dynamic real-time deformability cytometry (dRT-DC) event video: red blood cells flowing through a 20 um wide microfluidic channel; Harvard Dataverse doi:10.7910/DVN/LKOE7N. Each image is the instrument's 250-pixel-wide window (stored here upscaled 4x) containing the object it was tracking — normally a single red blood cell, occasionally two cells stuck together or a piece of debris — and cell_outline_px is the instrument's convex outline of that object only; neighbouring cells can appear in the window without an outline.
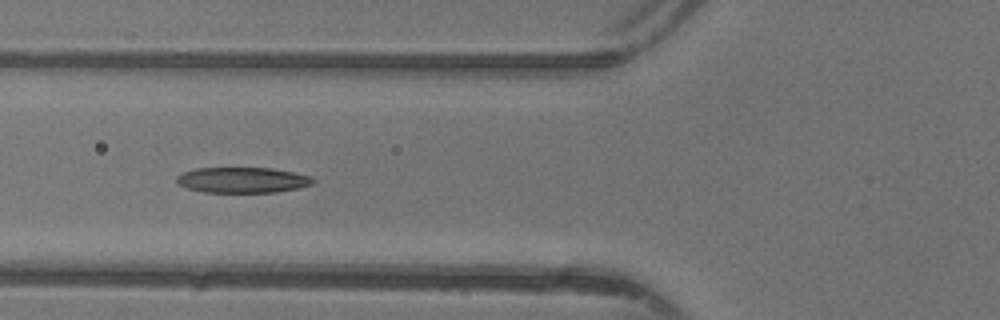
{"species": "common noctule bat (a hibernating species)", "species_latin": "Nyctalus noctula", "temperature_condition": "warm", "stored_images_in_passage": 33, "camera_frame_rate_fps": 3000, "um_per_image_px": 0.085, "animal": {"sex": "female"}, "frame": {"image": 1, "passage_image": 5, "time_ms": 1.333, "image_size_px": [1000, 320], "cell_outline_px": [[316, 180], [312, 184], [300, 188], [276, 192], [204, 192], [188, 188], [176, 184], [176, 176], [184, 172], [196, 168], [272, 168], [312, 176]], "centroid_in_image_um": [20.62, 15.3], "position_along_channel_um": 105.2, "area_um2": 20.4}}
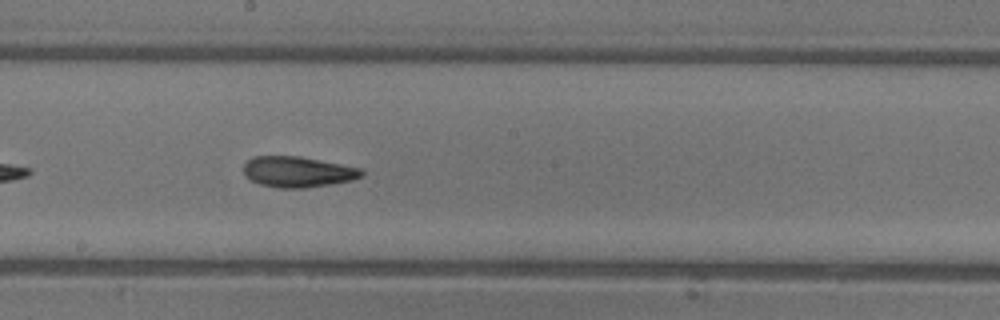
{"frame": {"image": 2, "passage_image": 13, "time_ms": 4.0, "image_size_px": [1000, 320], "cell_outline_px": [[364, 176], [352, 180], [304, 188], [280, 188], [260, 184], [244, 176], [244, 164], [252, 156], [300, 156], [360, 168], [364, 172]], "centroid_in_image_um": [25.29, 14.6], "position_along_channel_um": 222.9, "area_um2": 21.04}}
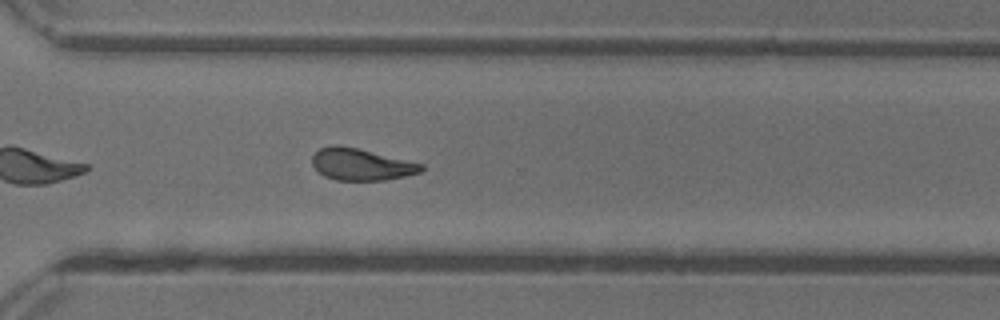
{"frame": {"image": 3, "passage_image": 21, "time_ms": 6.667, "image_size_px": [1000, 320], "cell_outline_px": [[424, 172], [384, 180], [336, 180], [324, 176], [312, 164], [312, 156], [320, 148], [332, 144], [336, 144], [356, 148], [424, 164]], "centroid_in_image_um": [30.71, 13.97], "position_along_channel_um": 339.9, "area_um2": 20.11}, "authors_computed_cell_mechanics": {"area_um2": 20.4034, "velocity_mm_per_s": 4.4005, "shape_relaxation_time_tau1_ms": 5.7784, "shape_relaxation_time_tau2_ms": 3.0472, "deformation_change_tau1": 0.1807, "deformation_change_tau2": 0.1164}}